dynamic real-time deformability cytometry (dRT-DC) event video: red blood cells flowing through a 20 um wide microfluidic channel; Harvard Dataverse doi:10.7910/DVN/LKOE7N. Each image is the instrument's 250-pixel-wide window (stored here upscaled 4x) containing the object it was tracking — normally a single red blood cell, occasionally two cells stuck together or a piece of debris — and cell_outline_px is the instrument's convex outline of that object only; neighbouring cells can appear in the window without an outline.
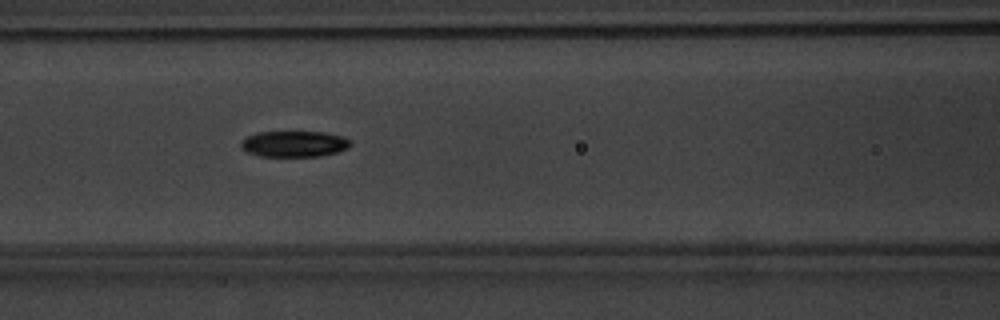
{"species": "common noctule bat (a hibernating species)", "species_latin": "Nyctalus noctula", "temperature_condition": "warm", "stored_images_in_passage": 35, "camera_frame_rate_fps": 3000, "um_per_image_px": 0.085, "animal": {"sex": "male", "body_mass_g": 20.1, "forearm_length_mm": 53.5}, "frame": {"image": 1, "passage_image": 8, "time_ms": 2.333, "image_size_px": [1000, 320], "cell_outline_px": [[352, 144], [348, 148], [336, 152], [320, 156], [260, 156], [248, 152], [240, 144], [240, 140], [244, 136], [256, 132], [324, 132], [344, 136], [352, 140]], "centroid_in_image_um": [25.02, 12.21], "position_along_channel_um": 141.6, "area_um2": 16.76}}
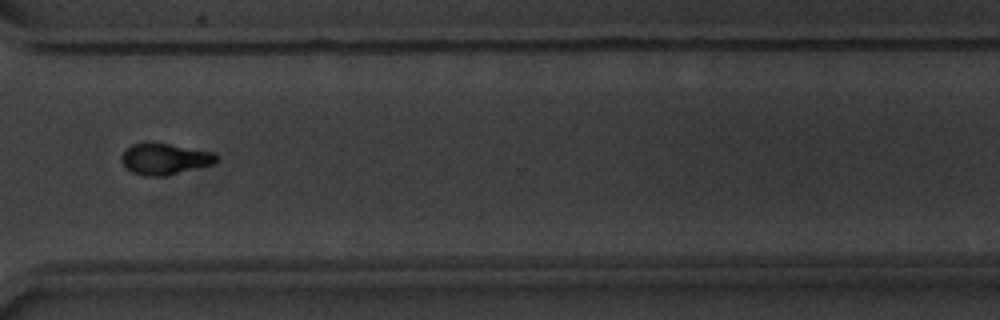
{"frame": {"image": 2, "passage_image": 25, "time_ms": 8.0, "image_size_px": [1000, 320], "cell_outline_px": [[216, 160], [212, 164], [168, 176], [144, 176], [132, 172], [124, 168], [120, 160], [120, 156], [132, 144], [148, 140], [212, 152], [216, 156]], "centroid_in_image_um": [13.91, 13.5], "position_along_channel_um": 356.7, "area_um2": 17.51}}
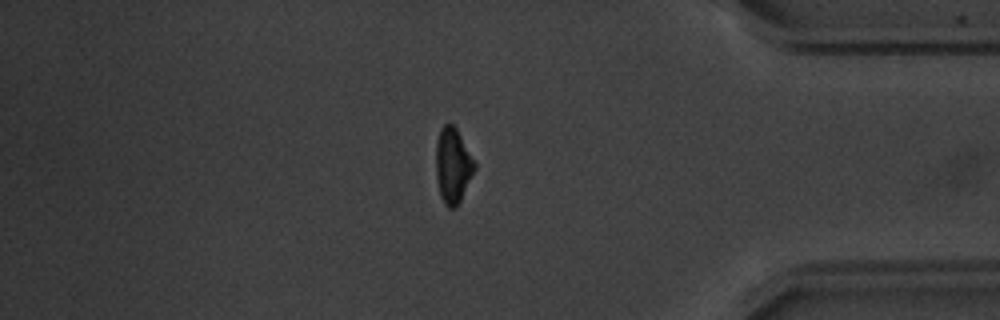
{"frame": {"image": 3, "passage_image": 30, "time_ms": 9.667, "image_size_px": [1000, 320], "cell_outline_px": [[476, 168], [456, 208], [448, 208], [444, 204], [440, 196], [436, 176], [436, 140], [440, 128], [444, 124], [452, 124], [456, 128], [476, 164]], "centroid_in_image_um": [38.47, 14.07], "position_along_channel_um": 396.7, "area_um2": 16.88}}